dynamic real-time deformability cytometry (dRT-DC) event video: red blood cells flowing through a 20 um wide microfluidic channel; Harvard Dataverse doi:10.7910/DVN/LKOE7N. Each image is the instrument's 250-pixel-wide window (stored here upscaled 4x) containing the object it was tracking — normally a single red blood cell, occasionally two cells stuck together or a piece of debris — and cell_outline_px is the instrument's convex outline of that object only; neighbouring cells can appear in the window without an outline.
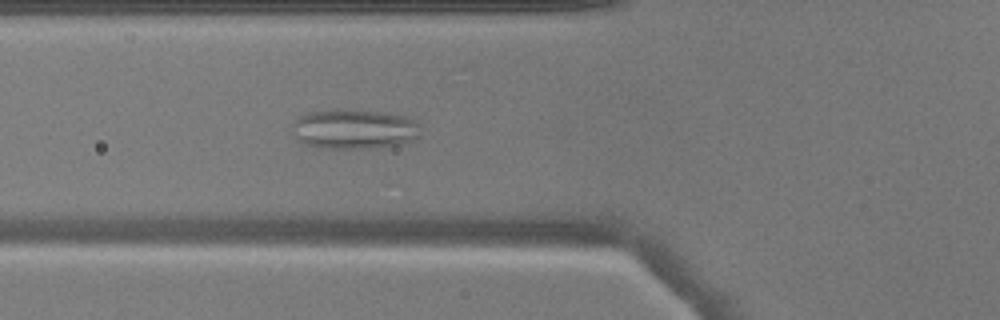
{"species": "common noctule bat (a hibernating species)", "species_latin": "Nyctalus noctula", "temperature_condition": "warm", "stored_images_in_passage": 43, "camera_frame_rate_fps": 3000, "um_per_image_px": 0.085, "animal": {"sex": "male", "body_mass_g": 17.9}, "frame": {"image": 1, "passage_image": 12, "time_ms": 3.667, "image_size_px": [1000, 320], "cell_outline_px": [[420, 136], [404, 144], [380, 148], [328, 148], [304, 144], [296, 136], [292, 128], [292, 124], [300, 116], [308, 112], [336, 108], [344, 108], [384, 112], [412, 116], [420, 124]], "centroid_in_image_um": [30.19, 10.95], "position_along_channel_um": 95.6, "area_um2": 30.52}}
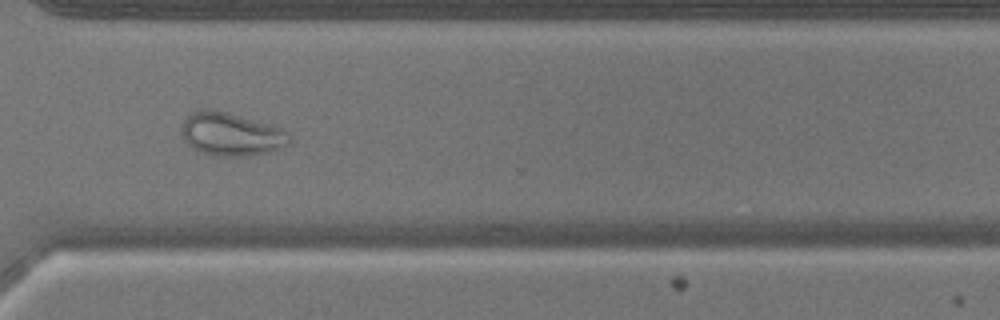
{"frame": {"image": 2, "passage_image": 31, "time_ms": 10.0, "image_size_px": [1000, 320], "cell_outline_px": [[292, 140], [288, 144], [272, 152], [244, 156], [220, 156], [200, 152], [192, 148], [184, 140], [180, 132], [180, 128], [184, 120], [192, 112], [200, 108], [212, 108], [228, 112], [268, 124], [280, 128], [288, 132], [292, 136]], "centroid_in_image_um": [19.63, 11.4], "position_along_channel_um": 351.0, "area_um2": 27.46}}
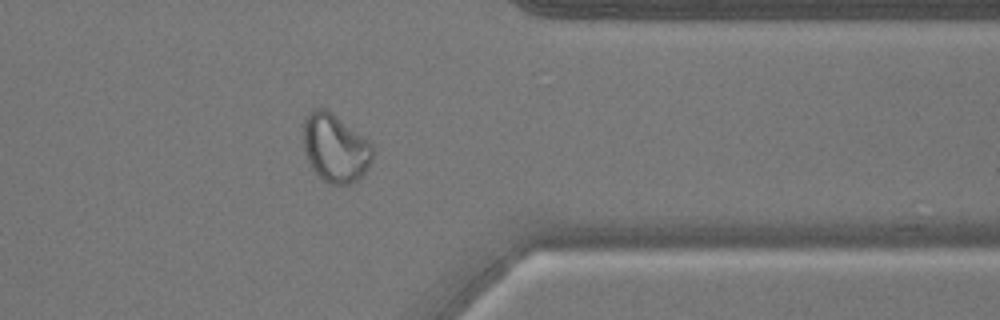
{"frame": {"image": 3, "passage_image": 34, "time_ms": 11.0, "image_size_px": [1000, 320], "cell_outline_px": [[372, 160], [368, 168], [356, 180], [348, 184], [332, 184], [324, 180], [308, 164], [304, 148], [304, 120], [308, 112], [312, 108], [324, 108], [368, 140], [372, 144]], "centroid_in_image_um": [28.47, 12.58], "position_along_channel_um": 382.9, "area_um2": 27.11}}